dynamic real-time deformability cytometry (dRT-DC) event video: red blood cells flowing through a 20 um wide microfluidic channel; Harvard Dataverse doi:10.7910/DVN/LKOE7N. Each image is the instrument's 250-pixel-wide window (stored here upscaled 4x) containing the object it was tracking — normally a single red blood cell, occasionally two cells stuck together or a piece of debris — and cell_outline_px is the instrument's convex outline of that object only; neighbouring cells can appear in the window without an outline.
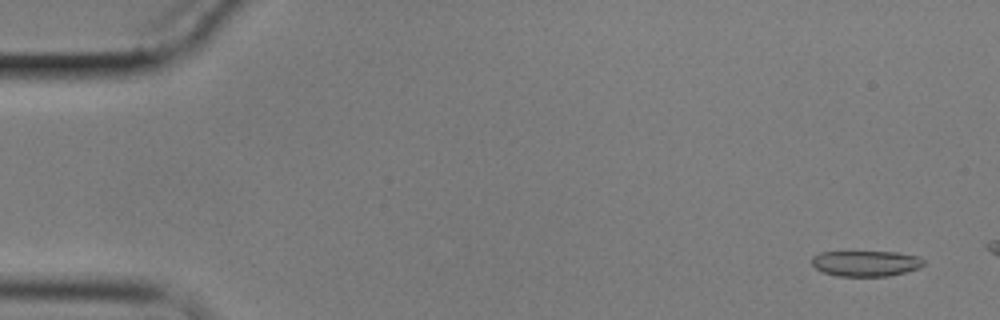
{"species": "common noctule bat (a hibernating species)", "species_latin": "Nyctalus noctula", "temperature_condition": "cold", "stored_images_in_passage": 14, "camera_frame_rate_fps": 3000, "um_per_image_px": 0.085, "animal": {"sex": "male", "body_mass_g": 17.9}, "frame": {"image": 1, "passage_image": 3, "time_ms": 0.667, "image_size_px": [1000, 320], "cell_outline_px": [[924, 264], [916, 268], [904, 272], [888, 276], [836, 276], [824, 272], [816, 268], [812, 264], [812, 256], [820, 252], [900, 252], [916, 256], [924, 260]], "centroid_in_image_um": [73.56, 22.38], "position_along_channel_um": 11.4, "area_um2": 16.59}}